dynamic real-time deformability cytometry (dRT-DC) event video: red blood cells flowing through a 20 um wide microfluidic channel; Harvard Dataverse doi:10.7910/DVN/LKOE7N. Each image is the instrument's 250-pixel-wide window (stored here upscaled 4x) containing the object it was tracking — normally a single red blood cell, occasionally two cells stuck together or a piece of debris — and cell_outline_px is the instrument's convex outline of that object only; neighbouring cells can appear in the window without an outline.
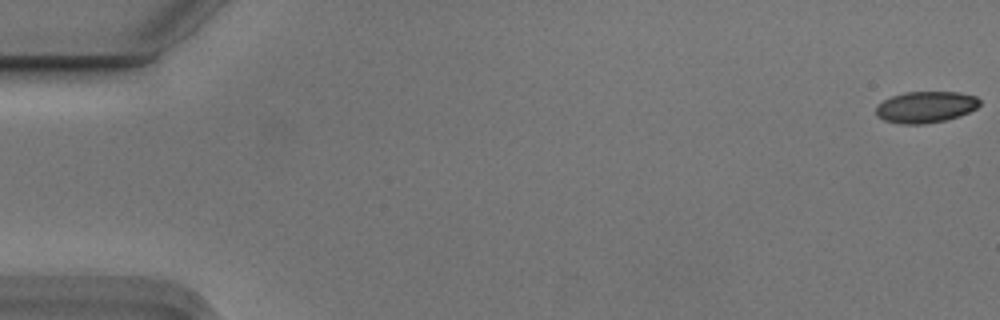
{"species": "Egyptian fruit bat (a non-hibernating species)", "species_latin": "Rousettus aegyptiacus", "temperature_condition": "cold", "stored_images_in_passage": 16, "camera_frame_rate_fps": 3000, "um_per_image_px": 0.085, "animal": {"sex": "male"}, "frame": {"image": 1, "passage_image": 1, "time_ms": 0.0, "image_size_px": [1000, 320], "cell_outline_px": [[980, 104], [976, 108], [960, 116], [944, 120], [924, 124], [900, 124], [884, 120], [876, 116], [876, 108], [884, 100], [892, 96], [904, 92], [960, 92], [976, 96], [980, 100]], "centroid_in_image_um": [78.69, 9.1], "position_along_channel_um": 6.3, "area_um2": 18.96}}
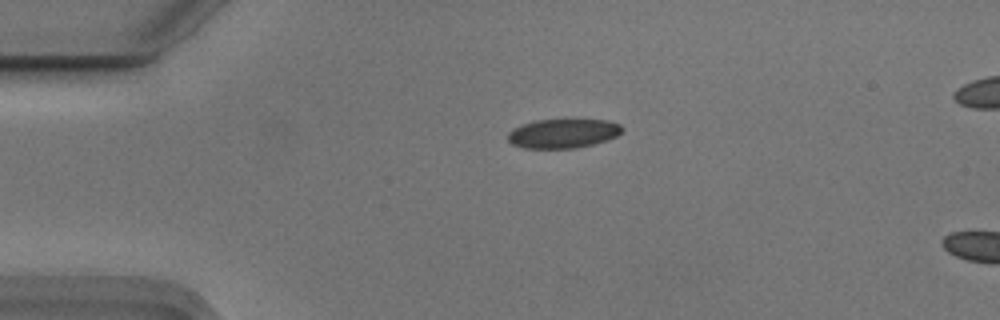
{"frame": {"image": 2, "passage_image": 13, "time_ms": 4.0, "image_size_px": [1000, 320], "cell_outline_px": [[624, 128], [616, 136], [592, 144], [576, 148], [524, 148], [512, 144], [508, 140], [508, 132], [512, 128], [536, 120], [608, 120], [620, 124]], "centroid_in_image_um": [47.83, 11.34], "position_along_channel_um": 37.2, "area_um2": 19.25}}